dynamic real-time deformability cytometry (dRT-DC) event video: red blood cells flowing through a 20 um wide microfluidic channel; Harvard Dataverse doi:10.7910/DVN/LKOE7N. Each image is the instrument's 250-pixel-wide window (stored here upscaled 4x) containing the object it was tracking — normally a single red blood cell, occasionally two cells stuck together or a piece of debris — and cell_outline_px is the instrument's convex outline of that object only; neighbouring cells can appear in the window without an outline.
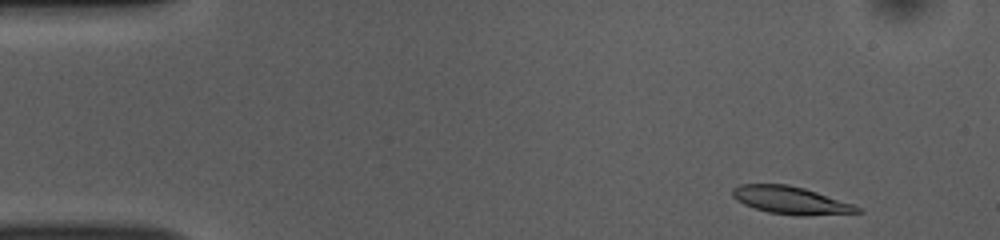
{"species": "common noctule bat (a hibernating species)", "species_latin": "Nyctalus noctula", "temperature_condition": "room temperature", "stored_images_in_passage": 49, "camera_frame_rate_fps": 3000, "um_per_image_px": 0.085, "animal": {"sex": "female", "body_mass_g": 10.0, "forearm_length_mm": 53.1}, "frame": {"image": 1, "passage_image": 2, "time_ms": 0.333, "image_size_px": [1000, 240], "cell_outline_px": [[864, 212], [808, 216], [800, 216], [768, 212], [744, 204], [736, 200], [732, 196], [732, 188], [740, 184], [788, 184], [804, 188], [852, 204], [860, 208]], "centroid_in_image_um": [67.19, 17.02], "position_along_channel_um": 17.8, "area_um2": 20.0}}
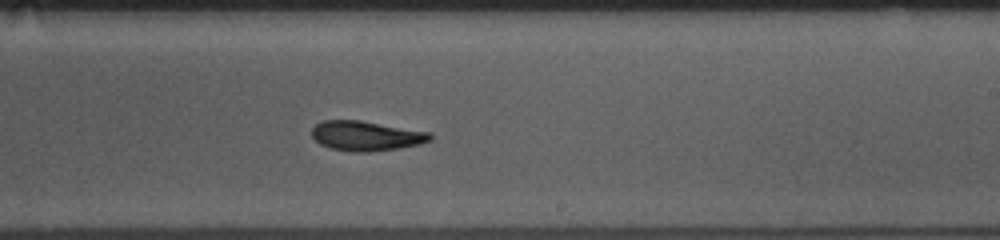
{"frame": {"image": 2, "passage_image": 28, "time_ms": 9.0, "image_size_px": [1000, 240], "cell_outline_px": [[432, 140], [420, 144], [396, 148], [368, 152], [356, 152], [332, 148], [320, 144], [312, 136], [312, 128], [316, 124], [324, 120], [360, 120], [432, 132]], "centroid_in_image_um": [31.15, 11.54], "position_along_channel_um": 257.9, "area_um2": 20.46}}
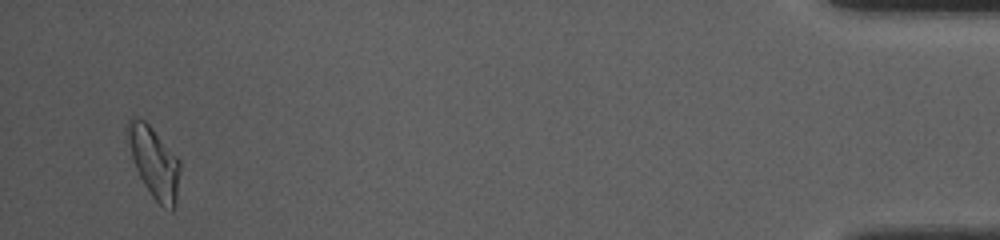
{"frame": {"image": 3, "passage_image": 47, "time_ms": 15.333, "image_size_px": [1000, 240], "cell_outline_px": [[180, 168], [176, 200], [172, 212], [160, 204], [152, 196], [144, 184], [136, 168], [132, 156], [124, 128], [128, 120], [132, 116], [144, 120], [148, 124], [180, 160]], "centroid_in_image_um": [13.08, 13.76], "position_along_channel_um": 422.1, "area_um2": 21.33}, "authors_computed_cell_mechanics": {"area_um2": 20.519, "velocity_mm_per_s": 3.8464, "shape_relaxation_time_tau1_ms": 3.4509, "shape_relaxation_time_tau2_ms": 3.7727, "deformation_change_tau1": 0.1411, "deformation_change_tau2": 0.0952}}